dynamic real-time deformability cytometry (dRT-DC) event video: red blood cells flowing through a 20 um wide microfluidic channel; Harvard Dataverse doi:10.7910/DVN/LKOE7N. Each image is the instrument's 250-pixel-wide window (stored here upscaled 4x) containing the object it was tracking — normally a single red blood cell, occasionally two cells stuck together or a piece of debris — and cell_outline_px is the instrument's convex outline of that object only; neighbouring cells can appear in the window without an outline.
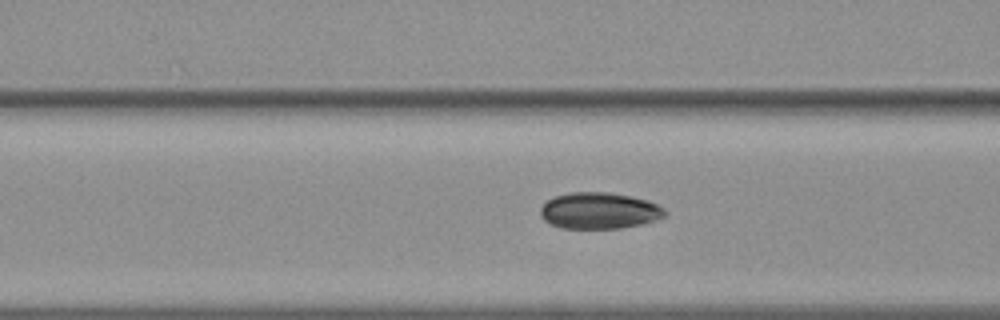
{"species": "common noctule bat (a hibernating species)", "species_latin": "Nyctalus noctula", "temperature_condition": "warm", "stored_images_in_passage": 12, "camera_frame_rate_fps": 3000, "um_per_image_px": 0.085, "animal": {"sex": "female", "body_mass_g": 19.3, "forearm_length_mm": 54.1}, "frame": {"image": 1, "passage_image": 9, "time_ms": 2.667, "image_size_px": [1000, 320], "cell_outline_px": [[668, 216], [640, 224], [620, 228], [560, 228], [544, 220], [540, 216], [540, 208], [552, 196], [568, 192], [608, 192], [632, 196], [648, 200], [664, 208], [668, 212]], "centroid_in_image_um": [50.94, 17.89], "position_along_channel_um": 115.7, "area_um2": 26.59}}